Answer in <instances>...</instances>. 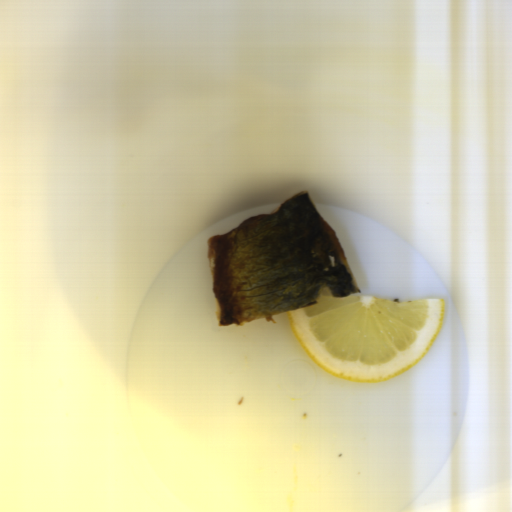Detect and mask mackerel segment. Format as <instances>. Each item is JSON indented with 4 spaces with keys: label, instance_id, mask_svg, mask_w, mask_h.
I'll list each match as a JSON object with an SVG mask.
<instances>
[{
    "label": "mackerel segment",
    "instance_id": "1",
    "mask_svg": "<svg viewBox=\"0 0 512 512\" xmlns=\"http://www.w3.org/2000/svg\"><path fill=\"white\" fill-rule=\"evenodd\" d=\"M206 248L220 327L273 319L316 303L321 291L342 298L361 291L309 191L209 237Z\"/></svg>",
    "mask_w": 512,
    "mask_h": 512
}]
</instances>
